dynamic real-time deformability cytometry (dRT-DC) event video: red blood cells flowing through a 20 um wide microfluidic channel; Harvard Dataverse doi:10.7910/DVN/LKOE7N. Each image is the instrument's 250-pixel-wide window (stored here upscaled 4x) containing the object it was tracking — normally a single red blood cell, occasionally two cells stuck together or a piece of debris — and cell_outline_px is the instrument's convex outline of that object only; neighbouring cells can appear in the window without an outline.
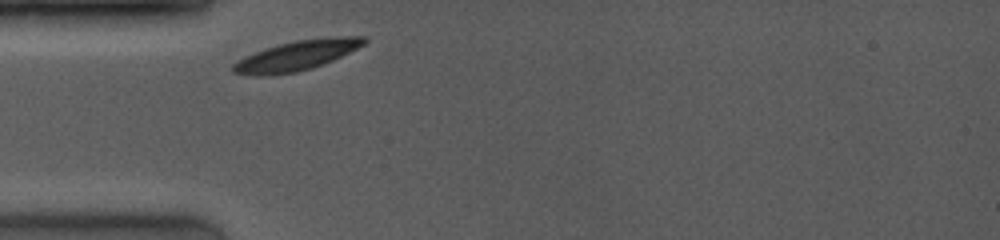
{"species": "common noctule bat (a hibernating species)", "species_latin": "Nyctalus noctula", "temperature_condition": "room temperature", "stored_images_in_passage": 9, "camera_frame_rate_fps": 4000, "um_per_image_px": 0.085, "animal": {"sex": "female", "body_mass_g": 19.0, "forearm_length_mm": 53.3}, "frame": {"image": 1, "passage_image": 1, "time_ms": 0.0, "image_size_px": [1000, 240], "cell_outline_px": [[368, 40], [364, 44], [332, 60], [312, 68], [296, 72], [268, 76], [252, 76], [232, 72], [232, 64], [244, 56], [264, 48], [296, 40], [328, 36], [368, 36]], "centroid_in_image_um": [25.19, 4.72], "position_along_channel_um": 59.8, "area_um2": 22.95}}
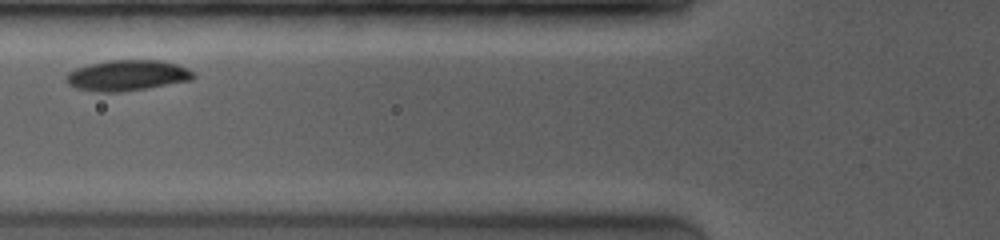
{"frame": {"image": 2, "passage_image": 3, "time_ms": 1.5, "image_size_px": [1000, 240], "cell_outline_px": [[196, 76], [192, 80], [148, 88], [120, 92], [96, 92], [76, 88], [68, 84], [64, 80], [64, 76], [68, 72], [76, 68], [88, 64], [108, 60], [160, 60], [176, 64], [188, 68]], "centroid_in_image_um": [10.78, 6.41], "position_along_channel_um": 115.0, "area_um2": 23.0}}
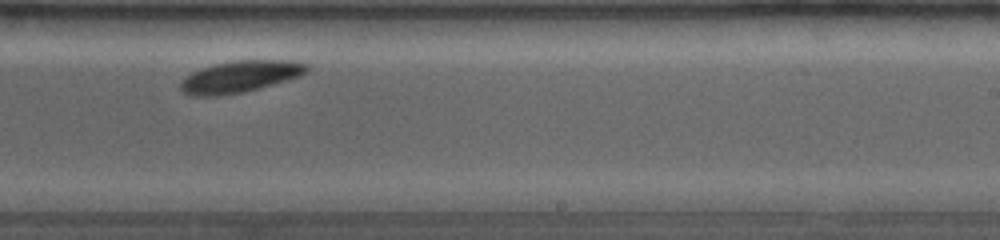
{"frame": {"image": 3, "passage_image": 8, "time_ms": 5.5, "image_size_px": [1000, 240], "cell_outline_px": [[308, 72], [300, 76], [288, 80], [260, 88], [244, 92], [216, 96], [188, 96], [180, 88], [180, 84], [192, 72], [200, 68], [216, 64], [236, 60], [292, 60], [308, 64]], "centroid_in_image_um": [20.44, 6.51], "position_along_channel_um": 268.6, "area_um2": 23.35}}